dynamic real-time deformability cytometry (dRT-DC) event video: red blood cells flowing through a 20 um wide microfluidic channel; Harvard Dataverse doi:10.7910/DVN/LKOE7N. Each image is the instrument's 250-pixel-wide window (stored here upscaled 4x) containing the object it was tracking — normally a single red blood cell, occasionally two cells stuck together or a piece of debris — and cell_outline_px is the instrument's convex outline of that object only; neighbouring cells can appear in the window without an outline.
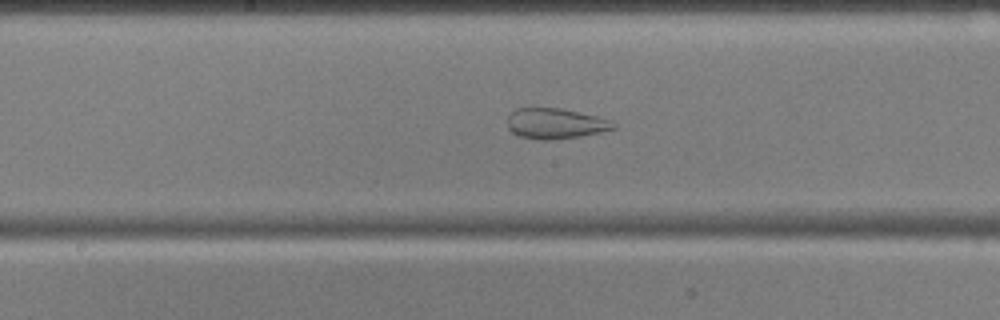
{"species": "common noctule bat (a hibernating species)", "species_latin": "Nyctalus noctula", "temperature_condition": "cold", "stored_images_in_passage": 31, "segment_of_instrument_passage": [1, 2], "camera_frame_rate_fps": 3000, "um_per_image_px": 0.085, "animal": {"sex": "male", "body_mass_g": 17.9, "forearm_length_mm": 54.2}, "frame": {"image": 1, "passage_image": 20, "time_ms": 6.333, "image_size_px": [1000, 320], "cell_outline_px": [[616, 128], [600, 132], [580, 136], [552, 140], [540, 140], [520, 136], [512, 132], [508, 128], [508, 116], [516, 108], [560, 108], [596, 116], [608, 120], [616, 124]], "centroid_in_image_um": [47.19, 10.5], "position_along_channel_um": 201.0, "area_um2": 18.67}}
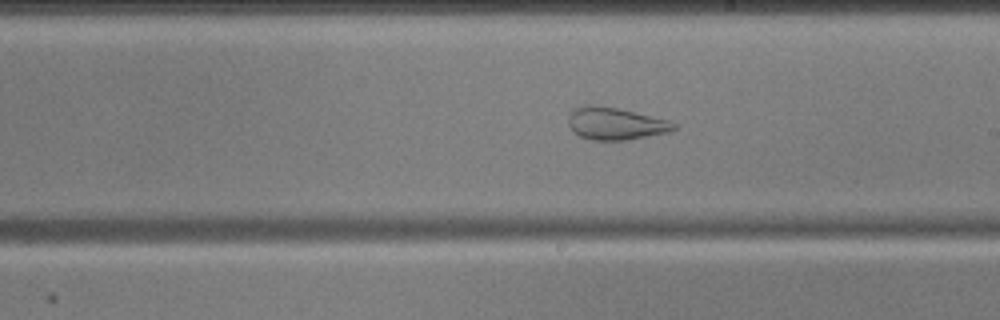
{"frame": {"image": 2, "passage_image": 23, "time_ms": 7.333, "image_size_px": [1000, 320], "cell_outline_px": [[676, 128], [668, 132], [624, 140], [592, 140], [580, 136], [572, 132], [568, 124], [568, 116], [576, 108], [588, 104], [596, 104], [616, 108], [668, 120], [676, 124]], "centroid_in_image_um": [52.26, 10.5], "position_along_channel_um": 236.7, "area_um2": 19.65}}
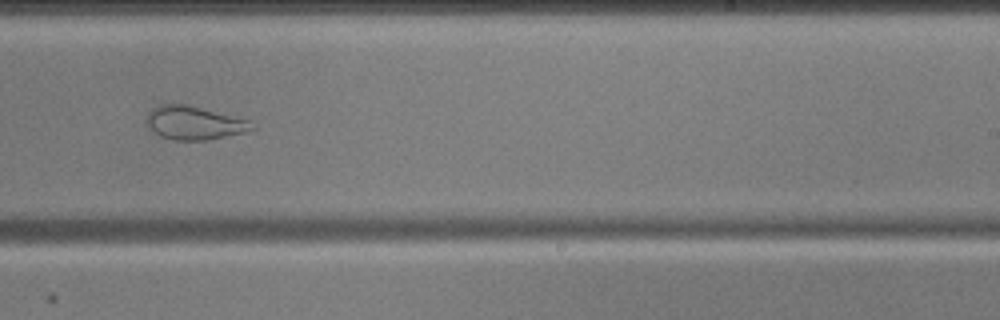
{"frame": {"image": 3, "passage_image": 26, "time_ms": 8.333, "image_size_px": [1000, 320], "cell_outline_px": [[256, 128], [244, 132], [204, 140], [172, 140], [160, 136], [144, 124], [144, 120], [148, 112], [152, 108], [160, 104], [184, 104], [248, 120]], "centroid_in_image_um": [16.41, 10.45], "position_along_channel_um": 272.6, "area_um2": 20.29}}